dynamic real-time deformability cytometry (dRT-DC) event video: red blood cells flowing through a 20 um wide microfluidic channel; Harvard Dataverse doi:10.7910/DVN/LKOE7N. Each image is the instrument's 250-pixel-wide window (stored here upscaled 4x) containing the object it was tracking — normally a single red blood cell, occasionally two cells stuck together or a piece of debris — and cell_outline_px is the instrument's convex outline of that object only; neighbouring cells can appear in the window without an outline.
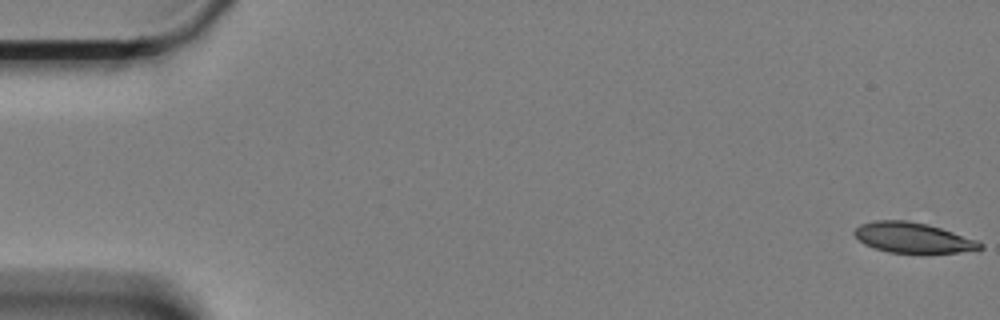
{"species": "Egyptian fruit bat (a non-hibernating species)", "species_latin": "Rousettus aegyptiacus", "temperature_condition": "cold", "stored_images_in_passage": 60, "camera_frame_rate_fps": 3000, "um_per_image_px": 0.085, "animal": {"sex": "female"}, "frame": {"image": 1, "passage_image": 1, "time_ms": 0.0, "image_size_px": [1000, 320], "cell_outline_px": [[984, 248], [956, 252], [888, 252], [864, 244], [852, 232], [860, 224], [876, 220], [908, 220], [928, 224], [976, 240], [984, 244]], "centroid_in_image_um": [77.56, 20.18], "position_along_channel_um": 7.4, "area_um2": 21.79}}
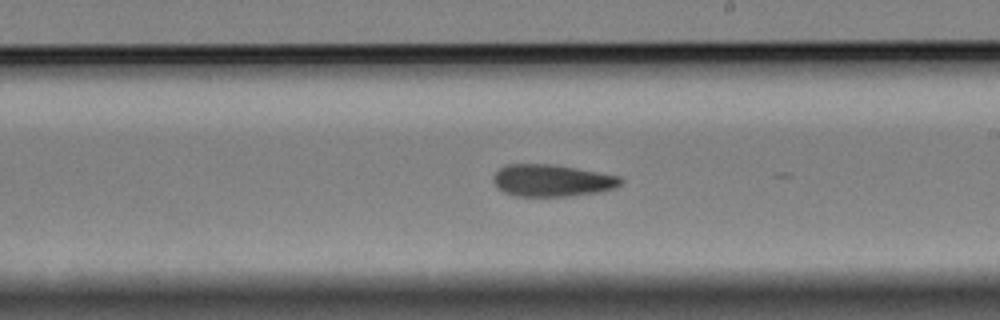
{"frame": {"image": 2, "passage_image": 35, "time_ms": 11.333, "image_size_px": [1000, 320], "cell_outline_px": [[624, 180], [616, 188], [600, 192], [572, 196], [512, 196], [496, 188], [492, 180], [496, 172], [500, 168], [508, 164], [552, 164], [620, 176]], "centroid_in_image_um": [46.91, 15.35], "position_along_channel_um": 242.1, "area_um2": 23.93}}
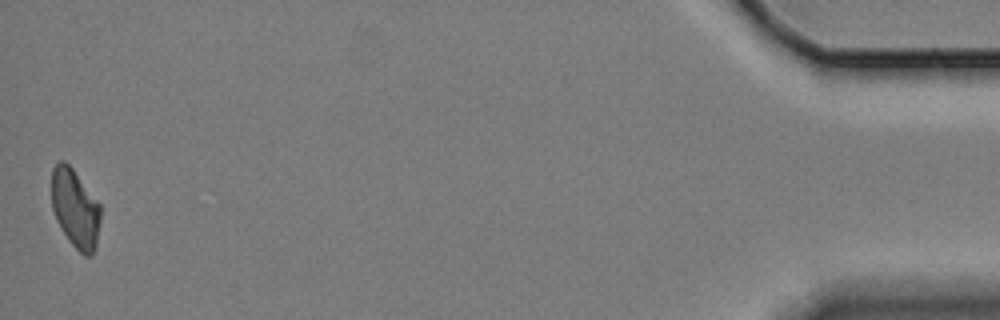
{"frame": {"image": 3, "passage_image": 60, "time_ms": 19.667, "image_size_px": [1000, 320], "cell_outline_px": [[100, 220], [96, 244], [92, 256], [84, 256], [68, 240], [56, 220], [52, 208], [52, 168], [60, 160], [64, 160], [72, 168], [100, 204]], "centroid_in_image_um": [6.39, 17.73], "position_along_channel_um": 428.8, "area_um2": 22.31}, "authors_computed_cell_mechanics": {"area_um2": 23.5246, "velocity_mm_per_s": 3.3086, "shape_relaxation_time_tau1_ms": 9.7744, "shape_relaxation_time_tau2_ms": null, "deformation_change_tau1": 0.1908, "deformation_change_tau2": null}}